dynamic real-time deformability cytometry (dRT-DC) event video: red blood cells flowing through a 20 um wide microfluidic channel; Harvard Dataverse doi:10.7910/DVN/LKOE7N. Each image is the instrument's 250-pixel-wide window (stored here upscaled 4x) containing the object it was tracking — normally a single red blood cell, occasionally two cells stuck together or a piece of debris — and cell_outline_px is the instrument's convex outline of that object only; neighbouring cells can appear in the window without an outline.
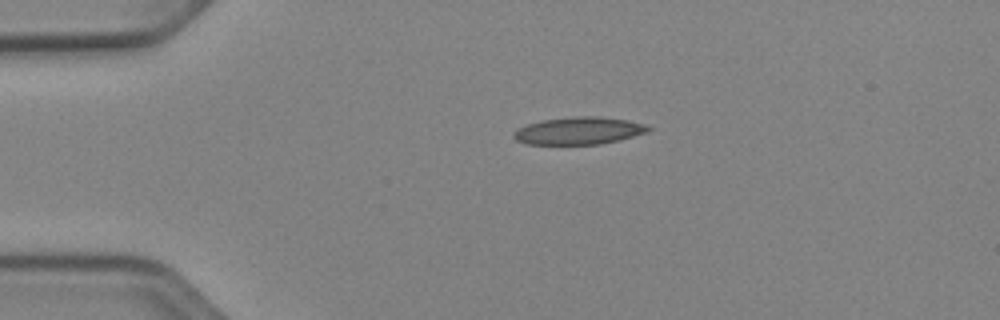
{"species": "Egyptian fruit bat (a non-hibernating species)", "species_latin": "Rousettus aegyptiacus", "temperature_condition": "cold", "stored_images_in_passage": 41, "camera_frame_rate_fps": 3000, "um_per_image_px": 0.085, "animal": {"sex": "female"}, "frame": {"image": 1, "passage_image": 1, "time_ms": 0.0, "image_size_px": [1000, 320], "cell_outline_px": [[652, 128], [648, 132], [620, 140], [600, 144], [524, 144], [516, 140], [512, 136], [512, 132], [528, 124], [540, 120], [576, 116], [600, 116], [628, 120], [644, 124]], "centroid_in_image_um": [49.2, 11.11], "position_along_channel_um": 35.8, "area_um2": 21.62}}
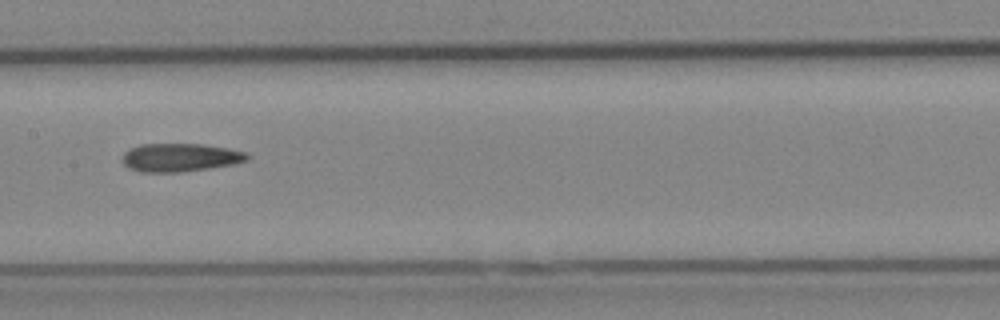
{"frame": {"image": 2, "passage_image": 16, "time_ms": 5.0, "image_size_px": [1000, 320], "cell_outline_px": [[248, 160], [232, 164], [208, 168], [180, 172], [140, 172], [128, 168], [124, 164], [124, 152], [128, 148], [140, 144], [204, 144], [228, 148], [244, 152], [248, 156]], "centroid_in_image_um": [15.27, 13.38], "position_along_channel_um": 192.1, "area_um2": 20.46}}
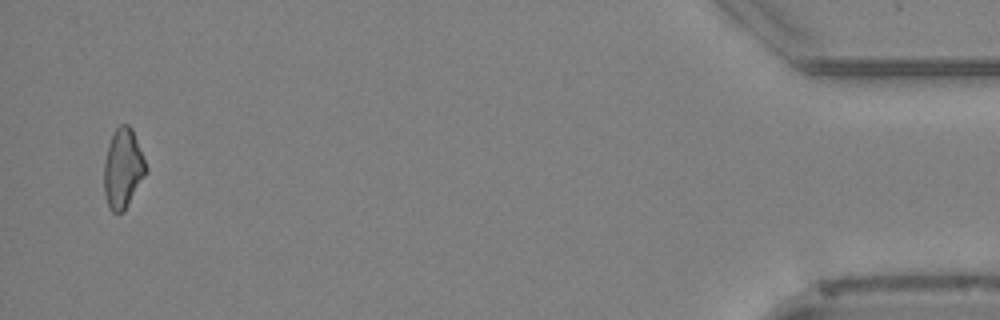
{"frame": {"image": 3, "passage_image": 40, "time_ms": 13.0, "image_size_px": [1000, 320], "cell_outline_px": [[148, 172], [124, 212], [112, 212], [108, 204], [104, 192], [104, 160], [108, 144], [116, 128], [120, 124], [128, 124], [132, 128], [148, 168]], "centroid_in_image_um": [10.46, 14.32], "position_along_channel_um": 424.7, "area_um2": 19.59}, "authors_computed_cell_mechanics": {"area_um2": 20.4034, "velocity_mm_per_s": 3.9436, "shape_relaxation_time_tau1_ms": null, "shape_relaxation_time_tau2_ms": 8.8388, "deformation_change_tau1": null, "deformation_change_tau2": 0.2304}}